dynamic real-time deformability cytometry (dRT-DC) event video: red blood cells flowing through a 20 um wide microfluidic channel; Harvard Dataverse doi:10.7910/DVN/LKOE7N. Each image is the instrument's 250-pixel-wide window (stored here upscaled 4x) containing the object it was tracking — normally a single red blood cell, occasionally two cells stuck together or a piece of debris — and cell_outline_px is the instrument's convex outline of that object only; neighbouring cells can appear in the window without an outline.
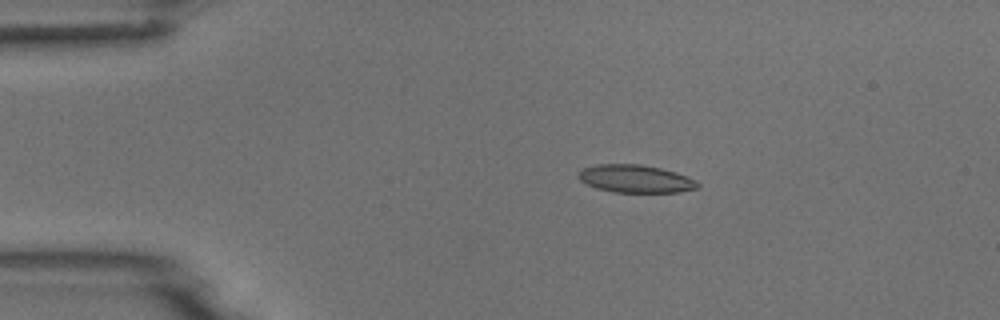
{"species": "common noctule bat (a hibernating species)", "species_latin": "Nyctalus noctula", "temperature_condition": "room temperature", "stored_images_in_passage": 11, "camera_frame_rate_fps": 3000, "um_per_image_px": 0.085, "animal": {"sex": "male", "body_mass_g": 18.8}, "frame": {"image": 1, "passage_image": 4, "time_ms": 3.333, "image_size_px": [1000, 320], "cell_outline_px": [[700, 188], [680, 192], [612, 192], [596, 188], [580, 180], [576, 176], [584, 168], [596, 164], [640, 164], [660, 168], [676, 172], [696, 180], [700, 184]], "centroid_in_image_um": [54.04, 15.2], "position_along_channel_um": 31.0, "area_um2": 19.36}}
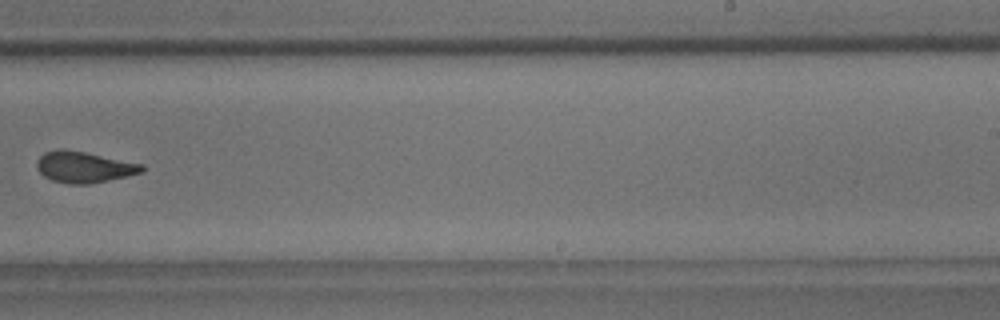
{"frame": {"image": 2, "passage_image": 10, "time_ms": 11.333, "image_size_px": [1000, 320], "cell_outline_px": [[144, 172], [108, 180], [88, 184], [68, 184], [52, 180], [44, 176], [36, 168], [36, 160], [44, 152], [56, 148], [64, 148], [144, 164]], "centroid_in_image_um": [7.11, 14.19], "position_along_channel_um": 281.9, "area_um2": 19.19}}